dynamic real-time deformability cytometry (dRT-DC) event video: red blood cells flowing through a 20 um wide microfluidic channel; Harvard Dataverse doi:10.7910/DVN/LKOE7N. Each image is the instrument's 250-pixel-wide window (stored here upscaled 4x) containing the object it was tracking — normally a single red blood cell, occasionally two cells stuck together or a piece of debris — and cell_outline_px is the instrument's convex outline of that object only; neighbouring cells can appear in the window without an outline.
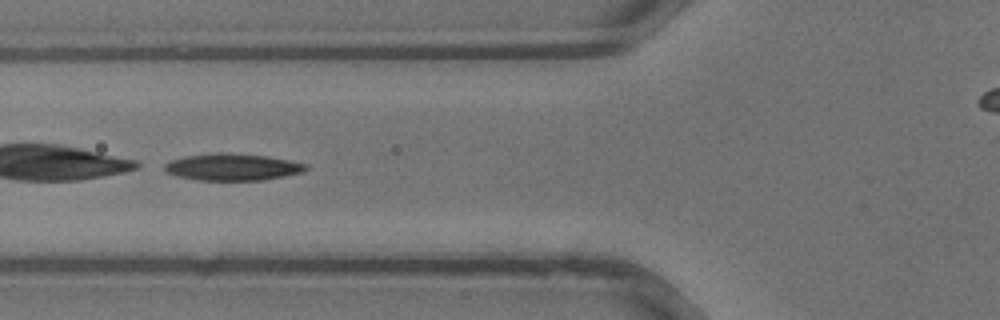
{"species": "common noctule bat (a hibernating species)", "species_latin": "Nyctalus noctula", "temperature_condition": "warm", "stored_images_in_passage": 23, "camera_frame_rate_fps": 3000, "um_per_image_px": 0.085, "animal": {"sex": "male", "body_mass_g": 13.3}, "frame": {"image": 1, "passage_image": 4, "time_ms": 1.0, "image_size_px": [1000, 320], "cell_outline_px": [[308, 168], [300, 172], [284, 176], [264, 180], [200, 180], [176, 176], [164, 172], [164, 164], [172, 160], [184, 156], [216, 152], [224, 152], [268, 156], [308, 164]], "centroid_in_image_um": [19.72, 14.19], "position_along_channel_um": 106.1, "area_um2": 22.2}}